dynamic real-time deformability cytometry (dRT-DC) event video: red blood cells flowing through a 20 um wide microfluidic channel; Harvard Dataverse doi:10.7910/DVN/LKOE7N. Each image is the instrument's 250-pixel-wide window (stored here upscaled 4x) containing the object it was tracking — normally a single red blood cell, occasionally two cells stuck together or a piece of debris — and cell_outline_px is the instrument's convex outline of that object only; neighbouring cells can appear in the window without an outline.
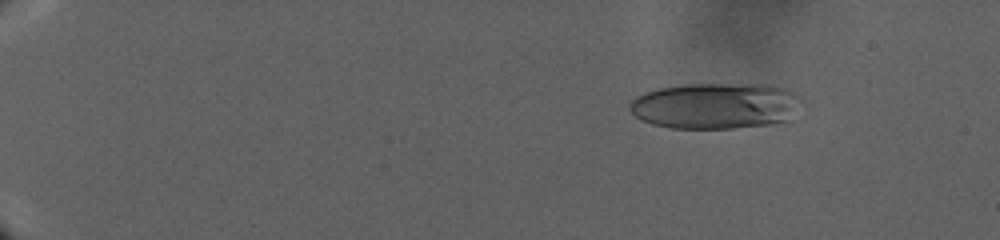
{"species": "human", "species_latin": "Homo sapiens", "temperature_condition": "warm", "stored_images_in_passage": 93, "camera_frame_rate_fps": 3000, "um_per_image_px": 0.085, "donor": {"sex": "male"}, "frame": {"image": 1, "passage_image": 14, "time_ms": 6.333, "image_size_px": [1000, 240], "cell_outline_px": [[800, 100], [788, 120], [772, 124], [732, 128], [672, 128], [652, 124], [640, 120], [628, 108], [632, 100], [636, 96], [644, 92], [660, 88], [684, 84], [768, 84], [784, 88], [796, 92]], "centroid_in_image_um": [60.78, 8.98], "position_along_channel_um": 24.2, "area_um2": 46.12}}
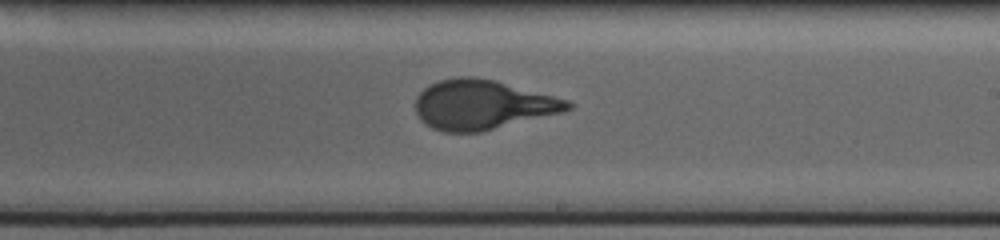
{"frame": {"image": 2, "passage_image": 58, "time_ms": 28.333, "image_size_px": [1000, 240], "cell_outline_px": [[576, 104], [572, 108], [564, 112], [480, 132], [440, 132], [432, 128], [420, 120], [416, 112], [416, 96], [424, 88], [440, 80], [460, 76], [472, 76], [496, 80], [568, 100]], "centroid_in_image_um": [41.02, 8.9], "position_along_channel_um": 248.0, "area_um2": 44.1}}
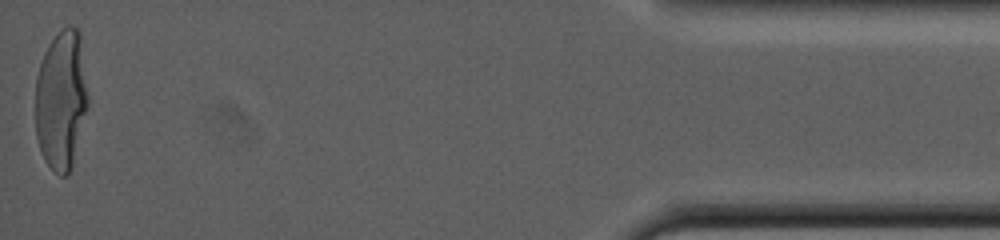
{"frame": {"image": 3, "passage_image": 93, "time_ms": 43.0, "image_size_px": [1000, 240], "cell_outline_px": [[88, 108], [72, 164], [68, 176], [60, 176], [44, 160], [36, 136], [36, 76], [44, 52], [48, 44], [60, 28], [68, 24], [72, 24], [80, 28], [88, 96]], "centroid_in_image_um": [5.22, 8.41], "position_along_channel_um": 430.0, "area_um2": 43.29}}